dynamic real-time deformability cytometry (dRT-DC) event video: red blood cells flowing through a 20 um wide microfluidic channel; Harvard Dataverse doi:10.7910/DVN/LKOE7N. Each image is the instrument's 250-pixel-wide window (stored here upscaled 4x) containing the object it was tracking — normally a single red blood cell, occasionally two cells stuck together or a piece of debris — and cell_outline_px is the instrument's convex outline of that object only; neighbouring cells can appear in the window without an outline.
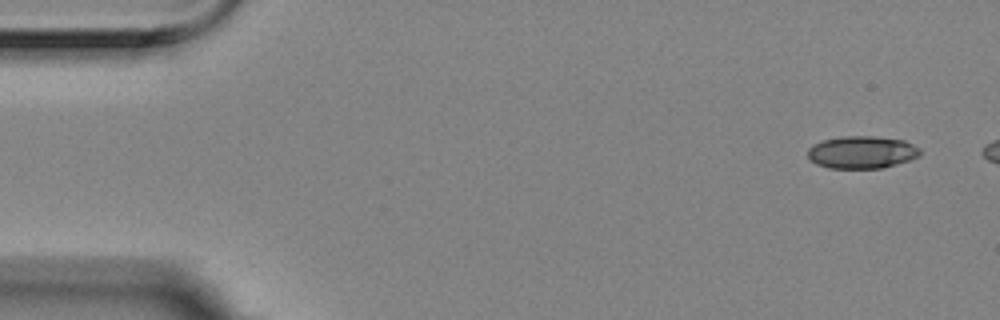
{"species": "Egyptian fruit bat (a non-hibernating species)", "species_latin": "Rousettus aegyptiacus", "temperature_condition": "room temperature", "stored_images_in_passage": 4, "camera_frame_rate_fps": 3000, "um_per_image_px": 0.085, "animal": {"sex": "female"}, "frame": {"image": 1, "passage_image": 1, "time_ms": 0.0, "image_size_px": [1000, 320], "cell_outline_px": [[920, 156], [884, 168], [828, 168], [816, 164], [808, 160], [808, 148], [812, 144], [824, 140], [844, 136], [872, 136], [904, 140], [920, 148]], "centroid_in_image_um": [73.23, 12.94], "position_along_channel_um": 11.8, "area_um2": 21.33}}